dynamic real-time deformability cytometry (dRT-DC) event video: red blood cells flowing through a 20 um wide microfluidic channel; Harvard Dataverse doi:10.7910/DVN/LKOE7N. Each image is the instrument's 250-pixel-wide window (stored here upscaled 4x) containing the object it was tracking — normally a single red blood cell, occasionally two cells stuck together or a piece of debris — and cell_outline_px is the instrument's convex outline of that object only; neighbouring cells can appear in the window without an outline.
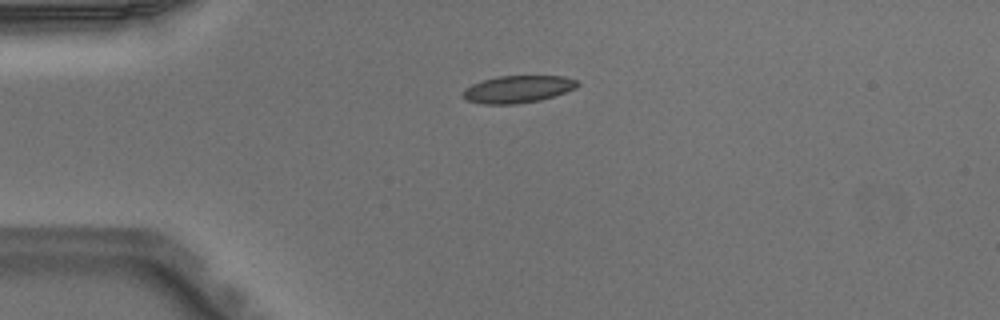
{"species": "Egyptian fruit bat (a non-hibernating species)", "species_latin": "Rousettus aegyptiacus", "temperature_condition": "warm", "stored_images_in_passage": 2, "camera_frame_rate_fps": 3000, "um_per_image_px": 0.085, "animal": {"sex": "male"}, "frame": {"image": 1, "passage_image": 1, "time_ms": 0.0, "image_size_px": [1000, 320], "cell_outline_px": [[580, 84], [576, 88], [540, 100], [516, 104], [484, 104], [468, 100], [460, 96], [464, 88], [472, 84], [484, 80], [500, 76], [564, 76], [576, 80]], "centroid_in_image_um": [43.99, 7.58], "position_along_channel_um": 41.0, "area_um2": 18.09}}